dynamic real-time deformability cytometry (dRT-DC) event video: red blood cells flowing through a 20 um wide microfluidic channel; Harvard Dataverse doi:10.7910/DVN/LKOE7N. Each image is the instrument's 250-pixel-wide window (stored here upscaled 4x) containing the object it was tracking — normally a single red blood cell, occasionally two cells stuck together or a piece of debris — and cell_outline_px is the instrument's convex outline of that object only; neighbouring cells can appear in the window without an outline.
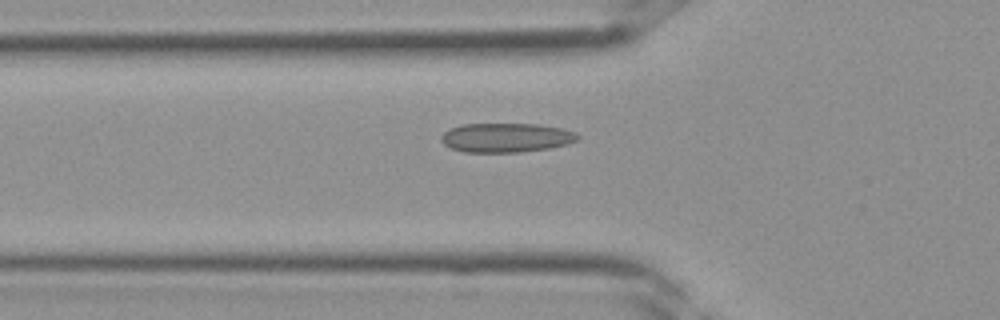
{"species": "Egyptian fruit bat (a non-hibernating species)", "species_latin": "Rousettus aegyptiacus", "temperature_condition": "room temperature", "stored_images_in_passage": 35, "camera_frame_rate_fps": 3000, "um_per_image_px": 0.085, "frame": {"image": 1, "passage_image": 13, "time_ms": 4.0, "image_size_px": [1000, 320], "cell_outline_px": [[580, 136], [576, 140], [568, 144], [548, 148], [520, 152], [464, 152], [452, 148], [444, 144], [440, 140], [440, 136], [448, 128], [464, 124], [536, 124], [560, 128], [576, 132]], "centroid_in_image_um": [42.99, 11.7], "position_along_channel_um": 82.8, "area_um2": 23.24}}
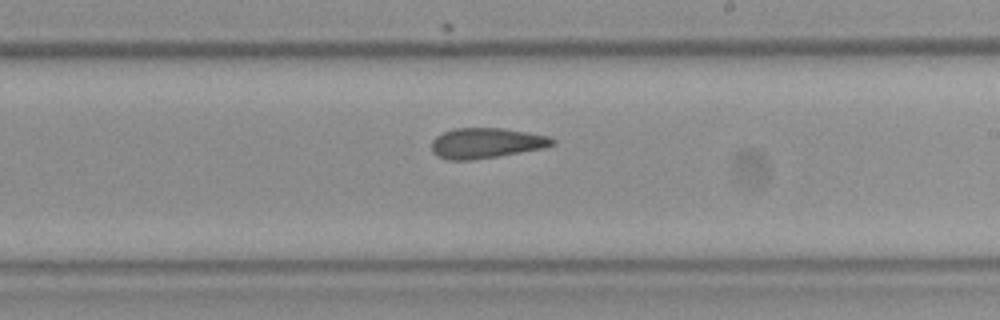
{"frame": {"image": 2, "passage_image": 22, "time_ms": 7.0, "image_size_px": [1000, 320], "cell_outline_px": [[556, 144], [544, 148], [472, 160], [444, 160], [436, 156], [432, 152], [432, 140], [436, 136], [444, 132], [456, 128], [500, 128], [548, 136], [556, 140]], "centroid_in_image_um": [41.29, 12.17], "position_along_channel_um": 247.7, "area_um2": 21.27}}
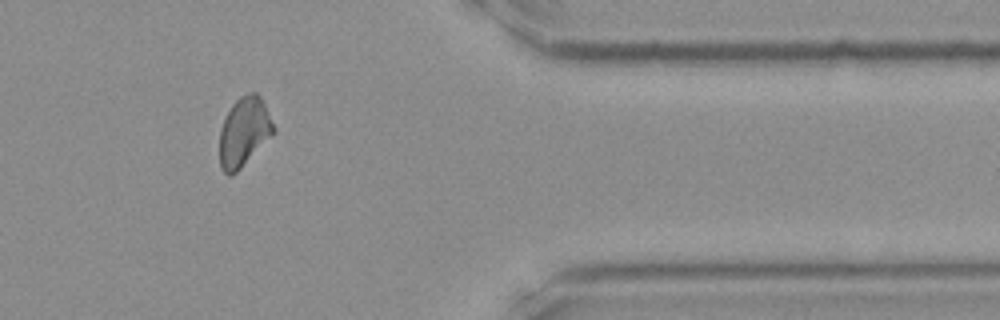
{"frame": {"image": 3, "passage_image": 31, "time_ms": 10.0, "image_size_px": [1000, 320], "cell_outline_px": [[276, 132], [232, 176], [228, 176], [220, 168], [220, 128], [224, 116], [232, 104], [240, 96], [248, 92], [256, 92], [260, 96], [276, 128]], "centroid_in_image_um": [20.74, 11.2], "position_along_channel_um": 390.7, "area_um2": 21.91}}